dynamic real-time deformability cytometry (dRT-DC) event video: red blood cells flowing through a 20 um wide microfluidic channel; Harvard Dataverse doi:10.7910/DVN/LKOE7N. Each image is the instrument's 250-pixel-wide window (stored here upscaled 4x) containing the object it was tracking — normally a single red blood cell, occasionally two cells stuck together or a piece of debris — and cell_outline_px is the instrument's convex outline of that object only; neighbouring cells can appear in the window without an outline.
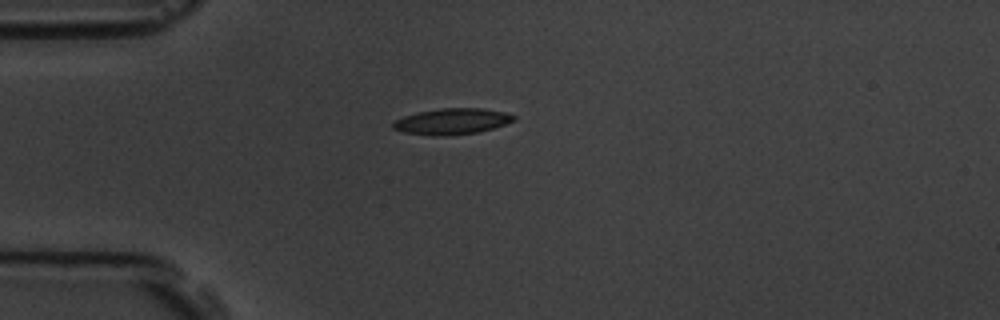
{"species": "common noctule bat (a hibernating species)", "species_latin": "Nyctalus noctula", "temperature_condition": "room temperature", "stored_images_in_passage": 4, "camera_frame_rate_fps": 3000, "um_per_image_px": 0.085, "animal": {"sex": "male", "body_mass_g": 19.5, "forearm_length_mm": 54.6}, "frame": {"image": 1, "passage_image": 1, "time_ms": 0.0, "image_size_px": [1000, 320], "cell_outline_px": [[516, 120], [492, 128], [476, 132], [448, 136], [436, 136], [404, 132], [392, 128], [392, 124], [396, 120], [404, 116], [416, 112], [440, 108], [480, 108], [504, 112], [516, 116]], "centroid_in_image_um": [38.4, 10.31], "position_along_channel_um": 46.6, "area_um2": 18.21}}
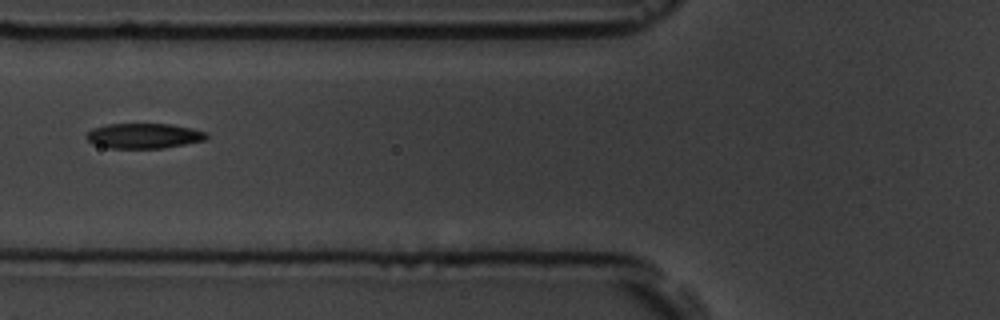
{"frame": {"image": 2, "passage_image": 3, "time_ms": 2.333, "image_size_px": [1000, 320], "cell_outline_px": [[208, 136], [204, 140], [164, 148], [108, 148], [96, 144], [88, 140], [84, 136], [92, 128], [108, 124], [172, 124], [192, 128], [208, 132]], "centroid_in_image_um": [12.24, 11.54], "position_along_channel_um": 113.6, "area_um2": 17.57}}
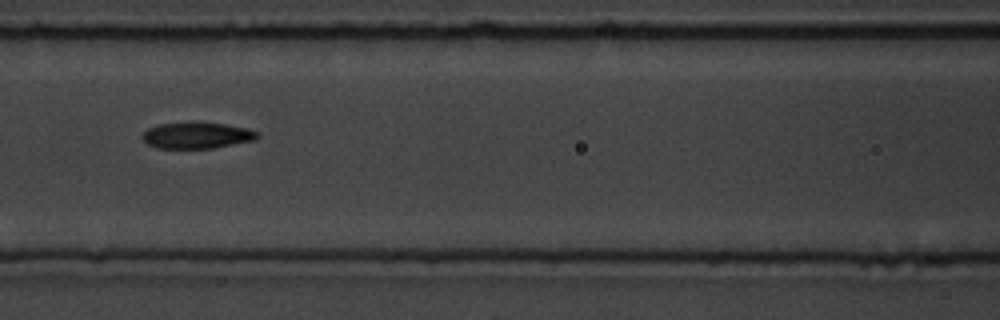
{"frame": {"image": 3, "passage_image": 4, "time_ms": 3.333, "image_size_px": [1000, 320], "cell_outline_px": [[260, 136], [256, 140], [212, 148], [156, 148], [148, 144], [140, 136], [148, 128], [160, 124], [196, 120], [224, 124], [248, 128], [256, 132]], "centroid_in_image_um": [16.73, 11.48], "position_along_channel_um": 149.9, "area_um2": 17.98}}